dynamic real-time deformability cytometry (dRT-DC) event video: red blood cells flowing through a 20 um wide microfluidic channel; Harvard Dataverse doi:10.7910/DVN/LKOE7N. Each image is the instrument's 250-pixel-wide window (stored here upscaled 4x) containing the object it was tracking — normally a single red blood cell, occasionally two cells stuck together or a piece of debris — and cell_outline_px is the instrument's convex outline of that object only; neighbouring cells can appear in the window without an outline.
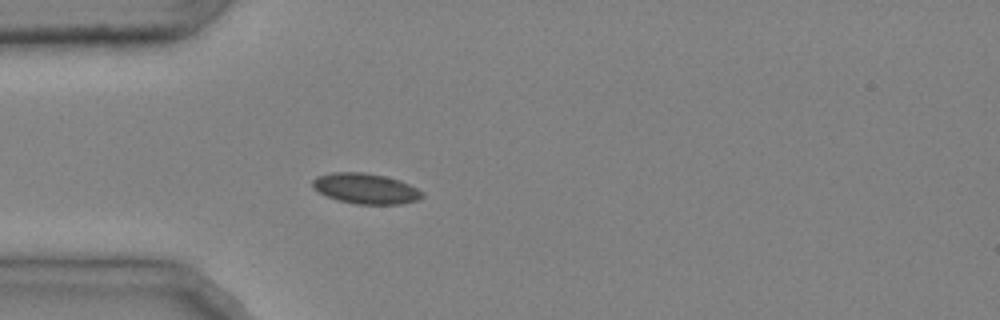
{"species": "common noctule bat (a hibernating species)", "species_latin": "Nyctalus noctula", "temperature_condition": "cold", "stored_images_in_passage": 8, "camera_frame_rate_fps": 3000, "um_per_image_px": 0.085, "animal": {"sex": "male", "body_mass_g": 20.4}, "frame": {"image": 1, "passage_image": 1, "time_ms": 0.0, "image_size_px": [1000, 320], "cell_outline_px": [[424, 196], [420, 200], [400, 204], [356, 204], [336, 200], [320, 192], [312, 184], [312, 180], [316, 176], [332, 172], [364, 172], [384, 176], [400, 180], [424, 192]], "centroid_in_image_um": [31.11, 16.03], "position_along_channel_um": 53.9, "area_um2": 19.48}}